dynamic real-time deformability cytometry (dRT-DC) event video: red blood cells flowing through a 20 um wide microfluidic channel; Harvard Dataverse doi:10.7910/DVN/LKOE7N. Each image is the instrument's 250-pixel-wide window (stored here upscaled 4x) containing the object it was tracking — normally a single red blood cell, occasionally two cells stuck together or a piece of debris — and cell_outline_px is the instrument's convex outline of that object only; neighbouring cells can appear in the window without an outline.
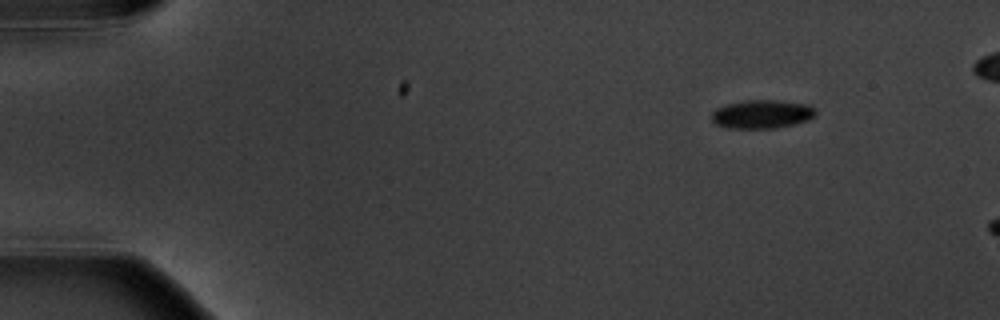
{"species": "common noctule bat (a hibernating species)", "species_latin": "Nyctalus noctula", "temperature_condition": "warm", "stored_images_in_passage": 3, "camera_frame_rate_fps": 3000, "um_per_image_px": 0.085, "animal": {"sex": "male", "body_mass_g": 20.1, "forearm_length_mm": 53.5}, "frame": {"image": 1, "passage_image": 1, "time_ms": 0.0, "image_size_px": [1000, 320], "cell_outline_px": [[816, 116], [808, 120], [776, 128], [728, 128], [716, 124], [712, 120], [712, 112], [716, 108], [724, 104], [744, 100], [776, 100], [808, 104], [816, 108]], "centroid_in_image_um": [64.77, 9.69], "position_along_channel_um": 20.2, "area_um2": 17.46}}